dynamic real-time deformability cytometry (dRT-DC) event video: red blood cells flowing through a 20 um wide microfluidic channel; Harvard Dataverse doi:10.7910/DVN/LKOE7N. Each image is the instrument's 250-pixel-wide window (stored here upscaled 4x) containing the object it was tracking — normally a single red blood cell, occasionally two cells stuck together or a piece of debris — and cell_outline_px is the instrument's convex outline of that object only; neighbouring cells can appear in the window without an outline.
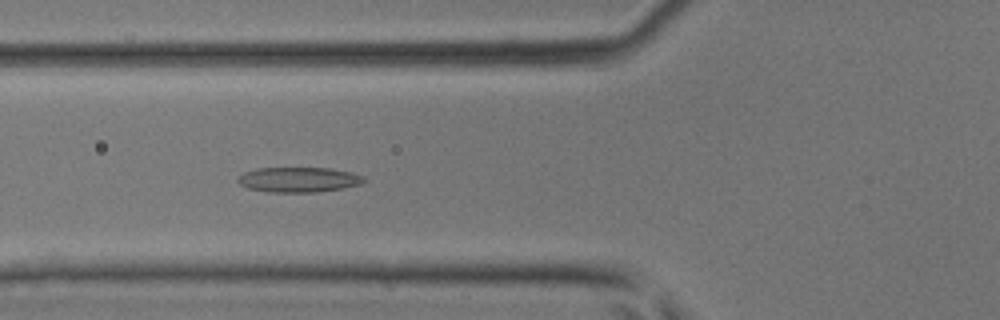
{"species": "common noctule bat (a hibernating species)", "species_latin": "Nyctalus noctula", "temperature_condition": "room temperature", "stored_images_in_passage": 39, "camera_frame_rate_fps": 3000, "um_per_image_px": 0.085, "animal": {"sex": "male", "body_mass_g": 17.9, "forearm_length_mm": 54.2}, "frame": {"image": 1, "passage_image": 10, "time_ms": 3.0, "image_size_px": [1000, 320], "cell_outline_px": [[368, 180], [360, 184], [344, 188], [316, 192], [268, 192], [248, 188], [240, 184], [236, 180], [244, 172], [256, 168], [328, 168], [352, 172], [364, 176]], "centroid_in_image_um": [25.41, 15.27], "position_along_channel_um": 100.4, "area_um2": 18.5}}
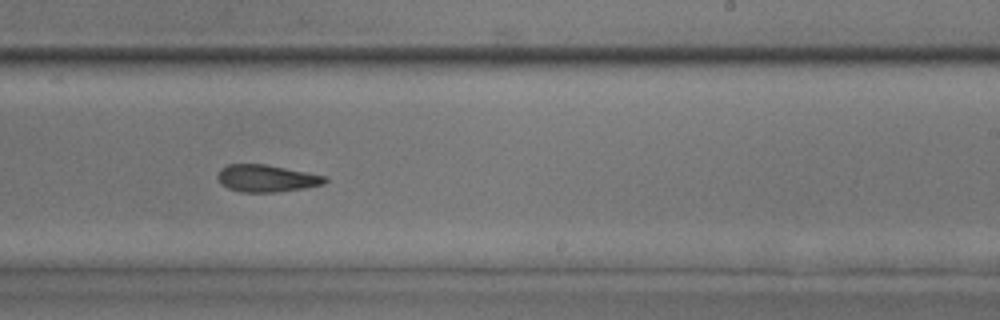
{"frame": {"image": 2, "passage_image": 21, "time_ms": 6.667, "image_size_px": [1000, 320], "cell_outline_px": [[328, 180], [324, 184], [304, 188], [276, 192], [240, 192], [228, 188], [216, 176], [220, 168], [228, 164], [264, 164], [328, 176]], "centroid_in_image_um": [22.67, 15.15], "position_along_channel_um": 266.3, "area_um2": 16.94}}
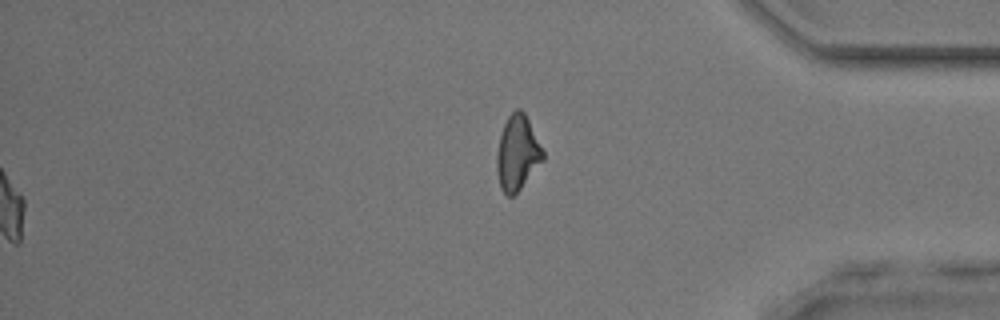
{"frame": {"image": 3, "passage_image": 39, "time_ms": 12.667, "image_size_px": [1000, 320], "cell_outline_px": [[544, 160], [520, 188], [512, 196], [508, 196], [500, 188], [496, 172], [496, 152], [500, 136], [504, 124], [508, 116], [516, 108], [520, 108], [524, 112], [544, 152]], "centroid_in_image_um": [43.96, 13.0], "position_along_channel_um": 391.2, "area_um2": 20.0}}